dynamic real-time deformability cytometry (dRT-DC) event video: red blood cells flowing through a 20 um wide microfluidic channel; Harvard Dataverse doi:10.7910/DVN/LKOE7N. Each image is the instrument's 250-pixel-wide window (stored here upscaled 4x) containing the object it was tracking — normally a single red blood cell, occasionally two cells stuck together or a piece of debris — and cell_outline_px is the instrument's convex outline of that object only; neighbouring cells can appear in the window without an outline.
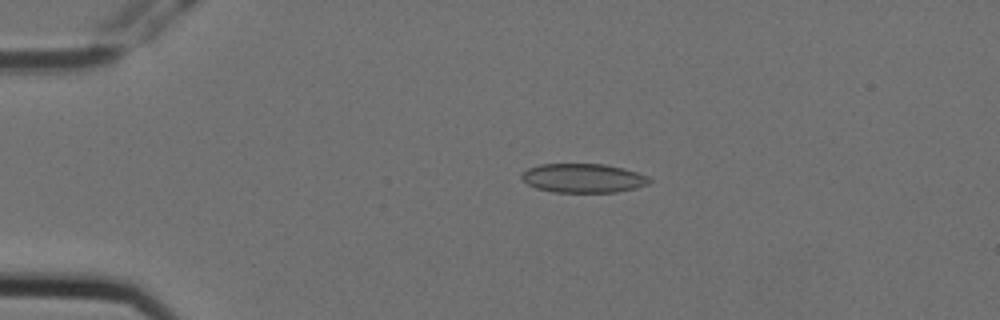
{"species": "Egyptian fruit bat (a non-hibernating species)", "species_latin": "Rousettus aegyptiacus", "temperature_condition": "cold", "stored_images_in_passage": 5, "camera_frame_rate_fps": 3000, "um_per_image_px": 0.085, "animal": {"sex": "female"}, "frame": {"image": 1, "passage_image": 3, "time_ms": 0.667, "image_size_px": [1000, 320], "cell_outline_px": [[652, 180], [648, 184], [636, 188], [616, 192], [556, 192], [536, 188], [528, 184], [520, 176], [528, 168], [540, 164], [604, 164], [624, 168], [648, 176]], "centroid_in_image_um": [49.59, 15.14], "position_along_channel_um": 35.4, "area_um2": 21.56}}
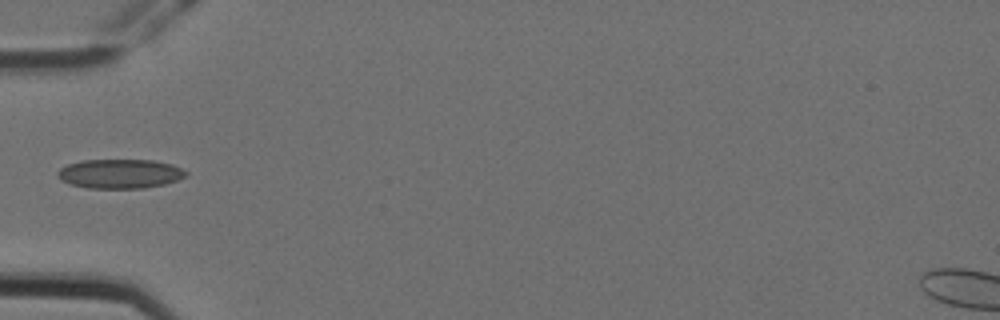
{"frame": {"image": 2, "passage_image": 5, "time_ms": 1.333, "image_size_px": [1000, 320], "cell_outline_px": [[188, 176], [164, 184], [144, 188], [88, 188], [72, 184], [60, 180], [56, 176], [56, 172], [60, 168], [68, 164], [84, 160], [152, 160], [172, 164], [188, 172]], "centroid_in_image_um": [10.19, 14.77], "position_along_channel_um": 74.8, "area_um2": 21.91}}